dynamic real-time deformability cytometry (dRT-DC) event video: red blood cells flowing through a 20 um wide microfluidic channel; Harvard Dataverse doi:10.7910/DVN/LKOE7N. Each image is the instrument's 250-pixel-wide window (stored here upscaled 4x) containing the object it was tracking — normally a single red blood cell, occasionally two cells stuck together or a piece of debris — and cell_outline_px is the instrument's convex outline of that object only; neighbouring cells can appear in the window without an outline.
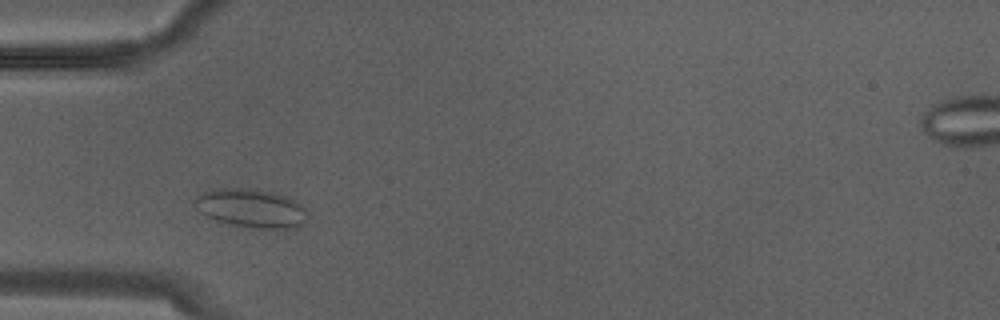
{"species": "Egyptian fruit bat (a non-hibernating species)", "species_latin": "Rousettus aegyptiacus", "temperature_condition": "warm", "stored_images_in_passage": 9, "camera_frame_rate_fps": 3000, "um_per_image_px": 0.085, "animal": {"sex": "male"}, "frame": {"image": 1, "passage_image": 2, "time_ms": 0.333, "image_size_px": [1000, 320], "cell_outline_px": [[312, 212], [300, 224], [292, 228], [248, 228], [216, 220], [200, 212], [192, 204], [192, 200], [200, 192], [208, 188], [248, 188], [272, 192], [288, 196], [296, 200]], "centroid_in_image_um": [21.33, 17.67], "position_along_channel_um": 63.7, "area_um2": 25.95}}
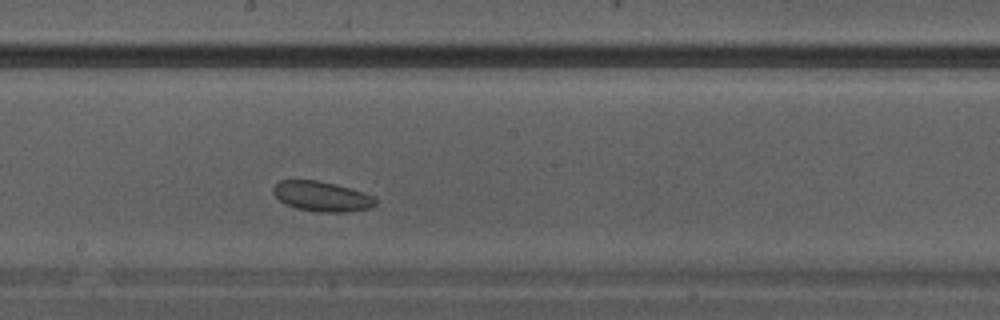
{"frame": {"image": 2, "passage_image": 9, "time_ms": 2.667, "image_size_px": [1000, 320], "cell_outline_px": [[376, 204], [372, 208], [344, 212], [316, 212], [296, 208], [284, 204], [272, 192], [272, 188], [280, 180], [316, 180], [336, 184], [364, 192], [372, 196], [376, 200]], "centroid_in_image_um": [27.35, 16.7], "position_along_channel_um": 220.9, "area_um2": 17.98}}